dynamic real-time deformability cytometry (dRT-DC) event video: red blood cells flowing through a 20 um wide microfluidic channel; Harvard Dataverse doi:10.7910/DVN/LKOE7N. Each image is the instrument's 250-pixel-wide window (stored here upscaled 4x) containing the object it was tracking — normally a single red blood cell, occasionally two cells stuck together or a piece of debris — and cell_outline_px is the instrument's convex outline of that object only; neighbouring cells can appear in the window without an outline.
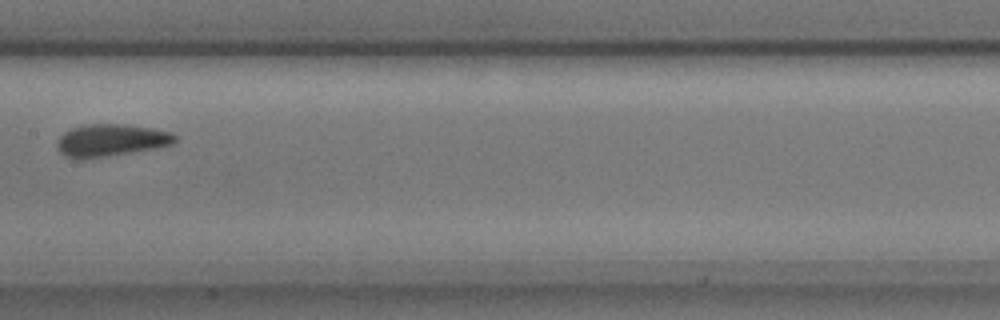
{"species": "common noctule bat (a hibernating species)", "species_latin": "Nyctalus noctula", "temperature_condition": "cold", "stored_images_in_passage": 12, "camera_frame_rate_fps": 3000, "um_per_image_px": 0.085, "animal": {"sex": "male", "body_mass_g": 17.9, "forearm_length_mm": 54.2}, "frame": {"image": 1, "passage_image": 6, "time_ms": 1.667, "image_size_px": [1000, 320], "cell_outline_px": [[180, 136], [172, 144], [156, 148], [108, 156], [64, 156], [60, 152], [56, 144], [56, 140], [64, 132], [72, 128], [84, 124], [124, 124], [152, 128], [172, 132]], "centroid_in_image_um": [9.49, 11.88], "position_along_channel_um": 197.9, "area_um2": 21.85}}
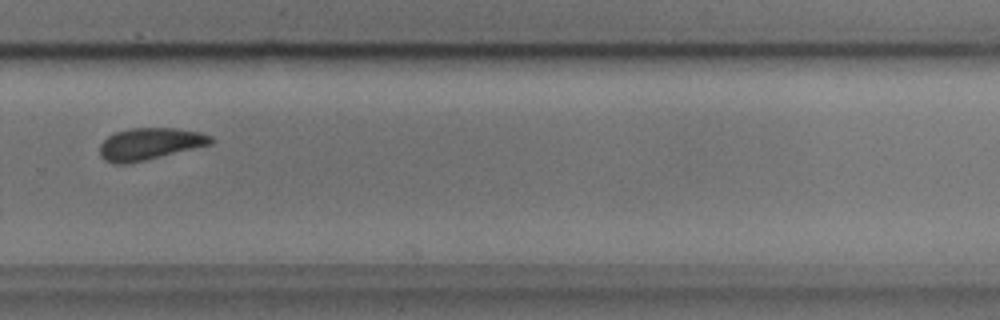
{"frame": {"image": 2, "passage_image": 9, "time_ms": 2.667, "image_size_px": [1000, 320], "cell_outline_px": [[212, 144], [144, 160], [124, 164], [112, 164], [104, 160], [100, 156], [100, 144], [108, 136], [116, 132], [132, 128], [176, 128], [200, 132], [212, 136]], "centroid_in_image_um": [12.71, 12.23], "position_along_channel_um": 317.1, "area_um2": 20.52}}
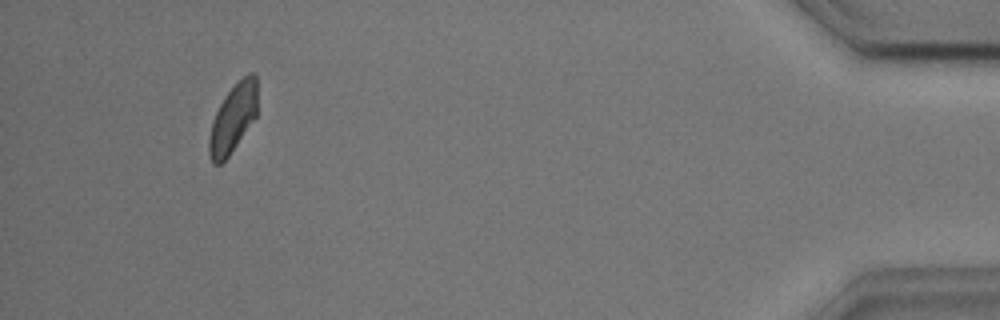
{"frame": {"image": 3, "passage_image": 12, "time_ms": 3.667, "image_size_px": [1000, 320], "cell_outline_px": [[256, 116], [228, 156], [220, 164], [212, 164], [208, 152], [208, 140], [212, 120], [224, 96], [248, 72], [252, 72], [256, 76]], "centroid_in_image_um": [19.77, 10.07], "position_along_channel_um": 415.4, "area_um2": 18.9}}